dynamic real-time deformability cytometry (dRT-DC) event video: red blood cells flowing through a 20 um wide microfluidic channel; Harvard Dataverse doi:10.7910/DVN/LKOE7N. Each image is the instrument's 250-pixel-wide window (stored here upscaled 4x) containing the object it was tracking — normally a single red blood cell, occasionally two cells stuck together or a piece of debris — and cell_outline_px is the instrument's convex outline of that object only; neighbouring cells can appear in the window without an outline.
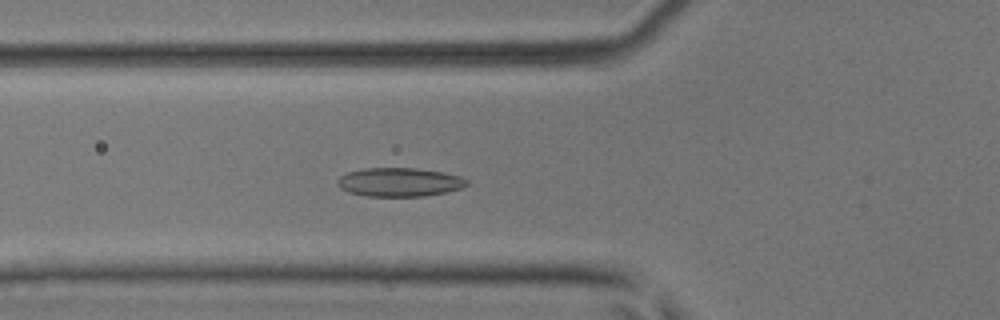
{"species": "common noctule bat (a hibernating species)", "species_latin": "Nyctalus noctula", "temperature_condition": "room temperature", "stored_images_in_passage": 49, "camera_frame_rate_fps": 3000, "um_per_image_px": 0.085, "animal": {"sex": "male", "body_mass_g": 17.9, "forearm_length_mm": 54.2}, "frame": {"image": 1, "passage_image": 19, "time_ms": 6.0, "image_size_px": [1000, 320], "cell_outline_px": [[468, 184], [460, 188], [444, 192], [424, 196], [368, 196], [348, 192], [340, 188], [336, 184], [336, 180], [340, 176], [348, 172], [364, 168], [416, 168], [444, 172], [460, 176], [468, 180]], "centroid_in_image_um": [33.92, 15.47], "position_along_channel_um": 91.9, "area_um2": 21.68}}
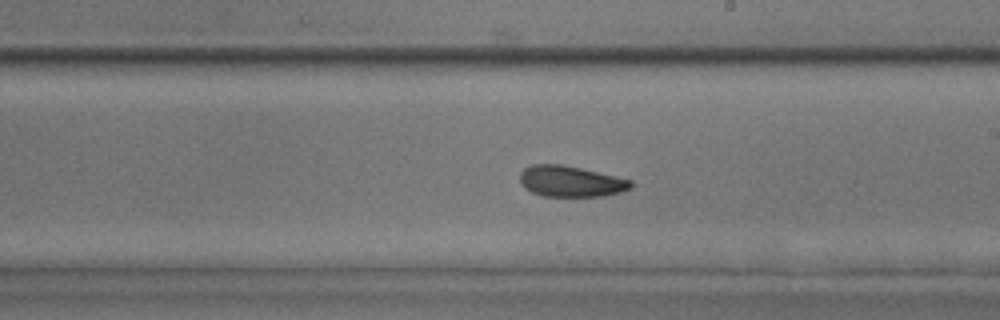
{"frame": {"image": 2, "passage_image": 30, "time_ms": 9.667, "image_size_px": [1000, 320], "cell_outline_px": [[632, 188], [620, 192], [604, 196], [544, 196], [532, 192], [524, 188], [520, 184], [520, 172], [524, 168], [532, 164], [560, 164], [580, 168], [632, 180]], "centroid_in_image_um": [48.48, 15.41], "position_along_channel_um": 240.5, "area_um2": 20.0}}
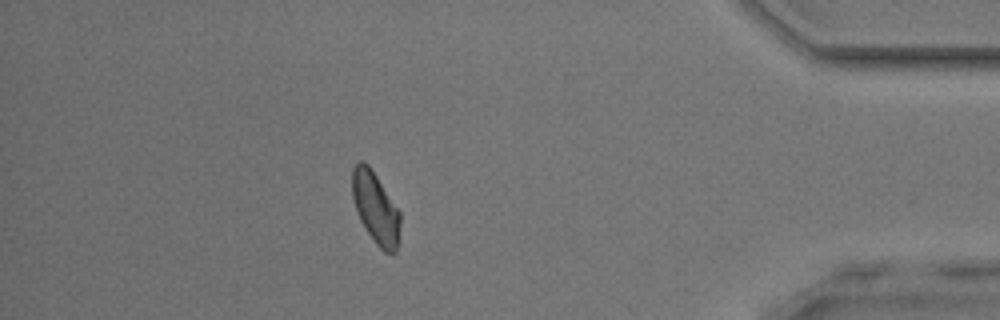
{"frame": {"image": 3, "passage_image": 45, "time_ms": 14.667, "image_size_px": [1000, 320], "cell_outline_px": [[400, 240], [396, 252], [384, 252], [376, 244], [360, 220], [352, 196], [352, 168], [360, 160], [364, 160], [368, 164], [400, 212]], "centroid_in_image_um": [31.93, 17.68], "position_along_channel_um": 403.3, "area_um2": 19.88}, "authors_computed_cell_mechanics": {"area_um2": 20.4034, "velocity_mm_per_s": 4.0642, "shape_relaxation_time_tau1_ms": 6.2179, "shape_relaxation_time_tau2_ms": 2.974, "deformation_change_tau1": 0.1138, "deformation_change_tau2": 0.0861}}